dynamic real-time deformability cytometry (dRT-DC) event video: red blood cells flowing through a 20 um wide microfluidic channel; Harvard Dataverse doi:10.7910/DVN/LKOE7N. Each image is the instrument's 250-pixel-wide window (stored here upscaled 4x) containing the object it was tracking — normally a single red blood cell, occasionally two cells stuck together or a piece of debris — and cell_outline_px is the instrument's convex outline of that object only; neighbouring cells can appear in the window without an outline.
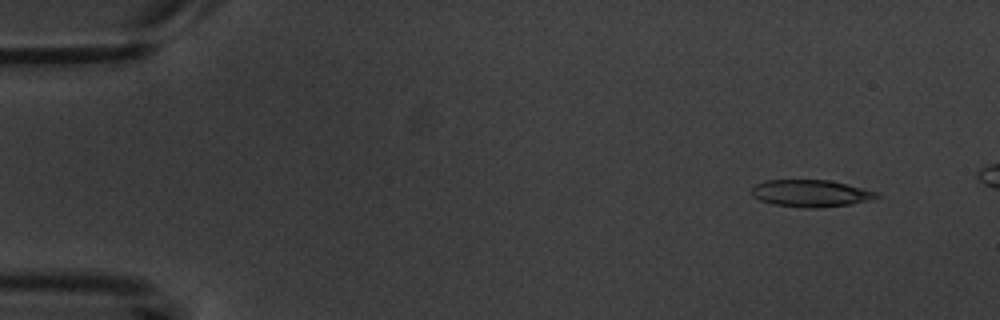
{"species": "common noctule bat (a hibernating species)", "species_latin": "Nyctalus noctula", "temperature_condition": "warm", "stored_images_in_passage": 6, "camera_frame_rate_fps": 3000, "um_per_image_px": 0.085, "animal": {"sex": "male", "body_mass_g": 20.1, "forearm_length_mm": 53.5}, "frame": {"image": 1, "passage_image": 2, "time_ms": 1.333, "image_size_px": [1000, 320], "cell_outline_px": [[884, 196], [852, 204], [816, 208], [804, 208], [772, 204], [760, 200], [752, 196], [752, 184], [764, 180], [828, 180], [880, 192]], "centroid_in_image_um": [68.91, 16.43], "position_along_channel_um": 16.1, "area_um2": 19.94}}